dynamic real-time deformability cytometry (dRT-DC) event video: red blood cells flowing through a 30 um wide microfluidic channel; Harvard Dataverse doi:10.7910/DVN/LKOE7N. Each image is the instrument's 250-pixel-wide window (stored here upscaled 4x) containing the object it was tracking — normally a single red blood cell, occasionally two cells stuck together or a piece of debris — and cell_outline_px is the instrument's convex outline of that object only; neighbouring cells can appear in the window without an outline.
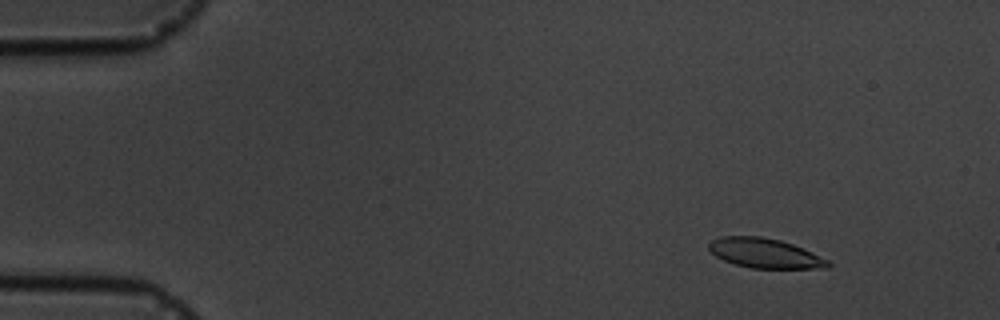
{"species": "common noctule bat (a hibernating species)", "species_latin": "Nyctalus noctula", "temperature_condition": "cold", "stored_images_in_passage": 5, "camera_frame_rate_fps": 3000, "um_per_image_px": 0.085, "animal": {"sex": "male", "body_mass_g": 19.5, "forearm_length_mm": 54.6}, "frame": {"image": 1, "passage_image": 2, "time_ms": 1.0, "image_size_px": [1000, 320], "cell_outline_px": [[832, 264], [828, 268], [752, 268], [736, 264], [724, 260], [716, 256], [708, 248], [708, 244], [712, 240], [720, 236], [760, 236], [780, 240], [792, 244], [828, 260]], "centroid_in_image_um": [64.99, 21.52], "position_along_channel_um": 20.0, "area_um2": 20.35}}